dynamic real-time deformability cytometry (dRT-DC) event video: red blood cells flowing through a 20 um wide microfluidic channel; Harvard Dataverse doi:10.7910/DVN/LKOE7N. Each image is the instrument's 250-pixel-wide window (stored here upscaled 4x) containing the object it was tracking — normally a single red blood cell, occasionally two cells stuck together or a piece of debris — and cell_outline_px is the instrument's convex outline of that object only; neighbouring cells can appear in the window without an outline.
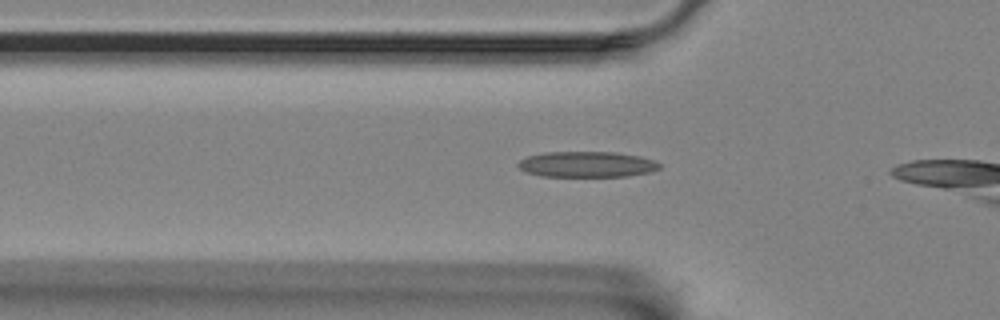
{"species": "Egyptian fruit bat (a non-hibernating species)", "species_latin": "Rousettus aegyptiacus", "temperature_condition": "room temperature", "stored_images_in_passage": 11, "camera_frame_rate_fps": 3000, "um_per_image_px": 0.085, "animal": {"sex": "female"}, "frame": {"image": 1, "passage_image": 8, "time_ms": 2.333, "image_size_px": [1000, 320], "cell_outline_px": [[660, 168], [652, 172], [628, 176], [540, 176], [528, 172], [520, 168], [516, 164], [520, 160], [528, 156], [544, 152], [616, 152], [640, 156], [652, 160], [660, 164]], "centroid_in_image_um": [49.9, 13.96], "position_along_channel_um": 75.9, "area_um2": 21.15}}